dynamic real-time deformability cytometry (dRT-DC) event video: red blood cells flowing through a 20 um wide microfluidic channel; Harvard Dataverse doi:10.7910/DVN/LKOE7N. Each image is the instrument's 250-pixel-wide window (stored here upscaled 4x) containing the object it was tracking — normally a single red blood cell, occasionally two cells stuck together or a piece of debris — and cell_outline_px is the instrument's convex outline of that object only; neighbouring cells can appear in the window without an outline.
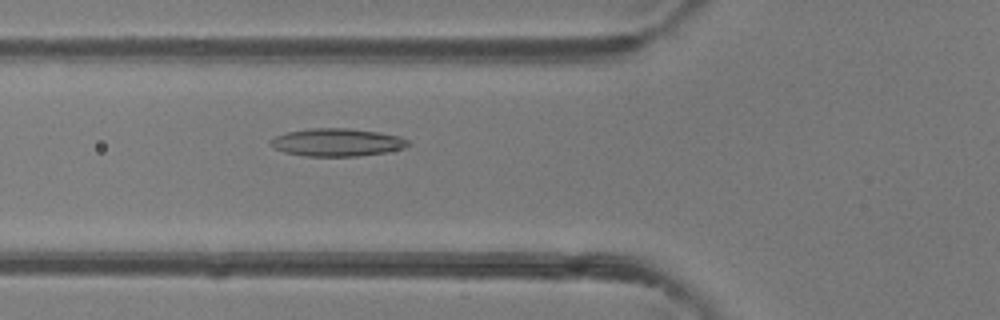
{"species": "common noctule bat (a hibernating species)", "species_latin": "Nyctalus noctula", "temperature_condition": "room temperature", "stored_images_in_passage": 48, "camera_frame_rate_fps": 3000, "um_per_image_px": 0.085, "animal": {"sex": "female"}, "frame": {"image": 1, "passage_image": 18, "time_ms": 5.667, "image_size_px": [1000, 320], "cell_outline_px": [[412, 144], [404, 148], [384, 152], [360, 156], [304, 156], [284, 152], [272, 148], [268, 140], [276, 136], [288, 132], [312, 128], [348, 128], [380, 132], [400, 136], [408, 140]], "centroid_in_image_um": [28.65, 12.1], "position_along_channel_um": 97.2, "area_um2": 22.43}}
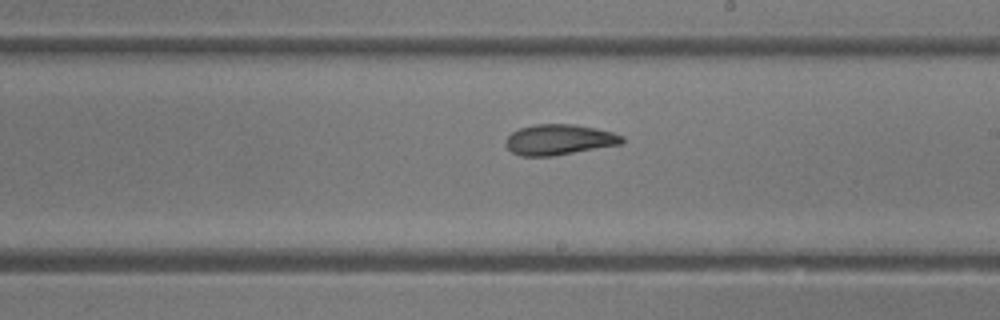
{"frame": {"image": 2, "passage_image": 28, "time_ms": 9.0, "image_size_px": [1000, 320], "cell_outline_px": [[624, 140], [620, 144], [552, 156], [520, 156], [512, 152], [504, 144], [504, 140], [512, 132], [520, 128], [536, 124], [572, 124], [596, 128], [612, 132], [624, 136]], "centroid_in_image_um": [47.49, 11.87], "position_along_channel_um": 241.5, "area_um2": 20.63}}
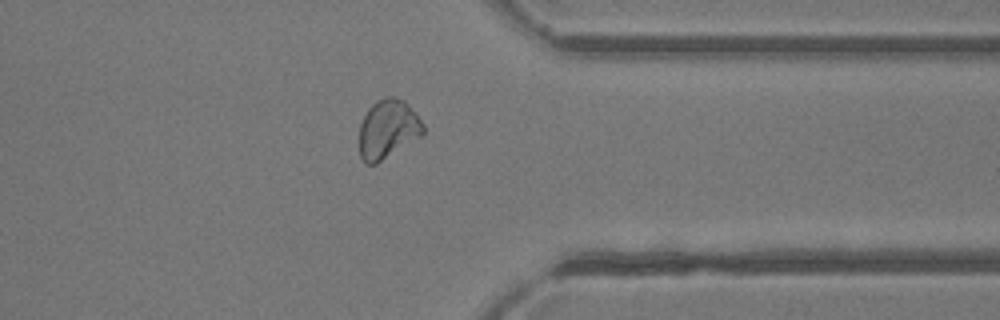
{"frame": {"image": 3, "passage_image": 38, "time_ms": 12.333, "image_size_px": [1000, 320], "cell_outline_px": [[424, 136], [376, 164], [364, 164], [360, 156], [360, 124], [368, 108], [376, 100], [388, 96], [392, 96], [404, 100], [416, 112], [424, 124]], "centroid_in_image_um": [33.0, 10.98], "position_along_channel_um": 378.4, "area_um2": 22.37}, "authors_computed_cell_mechanics": {"area_um2": 22.3397, "velocity_mm_per_s": 4.3251, "shape_relaxation_time_tau1_ms": 4.8789, "shape_relaxation_time_tau2_ms": 2.4248, "deformation_change_tau1": 0.1411, "deformation_change_tau2": 0.0889}}